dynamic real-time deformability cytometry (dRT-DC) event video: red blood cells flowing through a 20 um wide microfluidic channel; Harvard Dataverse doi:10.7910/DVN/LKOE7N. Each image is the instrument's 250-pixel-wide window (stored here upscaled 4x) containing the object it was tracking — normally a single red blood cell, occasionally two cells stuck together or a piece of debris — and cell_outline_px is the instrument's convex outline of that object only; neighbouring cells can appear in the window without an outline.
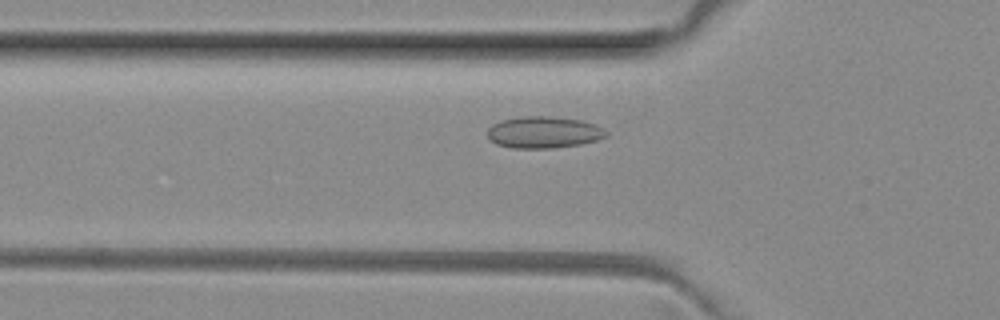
{"species": "common noctule bat (a hibernating species)", "species_latin": "Nyctalus noctula", "temperature_condition": "room temperature", "stored_images_in_passage": 26, "camera_frame_rate_fps": 3000, "um_per_image_px": 0.085, "animal": {"sex": "female", "body_mass_g": 29.2, "forearm_length_mm": 56.3}, "frame": {"image": 1, "passage_image": 7, "time_ms": 2.0, "image_size_px": [1000, 320], "cell_outline_px": [[608, 136], [596, 140], [580, 144], [552, 148], [512, 148], [496, 144], [488, 136], [488, 128], [492, 124], [500, 120], [520, 116], [552, 116], [580, 120], [596, 124], [608, 132]], "centroid_in_image_um": [46.21, 11.23], "position_along_channel_um": 79.6, "area_um2": 22.02}}
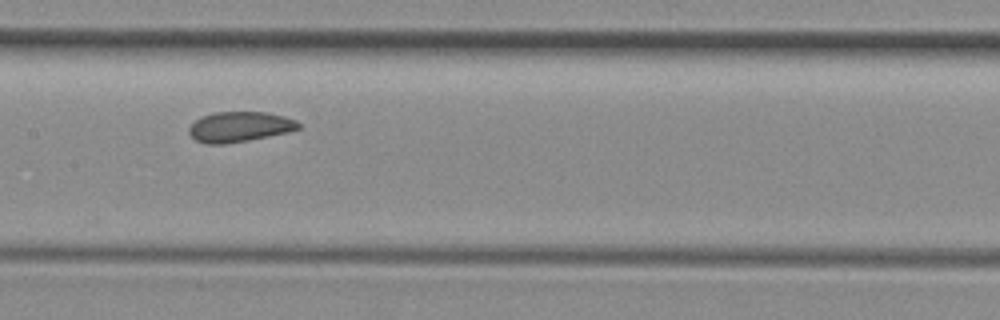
{"frame": {"image": 2, "passage_image": 15, "time_ms": 4.667, "image_size_px": [1000, 320], "cell_outline_px": [[300, 128], [288, 132], [248, 140], [224, 144], [208, 144], [196, 140], [188, 132], [188, 128], [200, 116], [216, 112], [268, 112], [284, 116], [296, 120], [300, 124]], "centroid_in_image_um": [20.36, 10.77], "position_along_channel_um": 187.0, "area_um2": 19.25}}
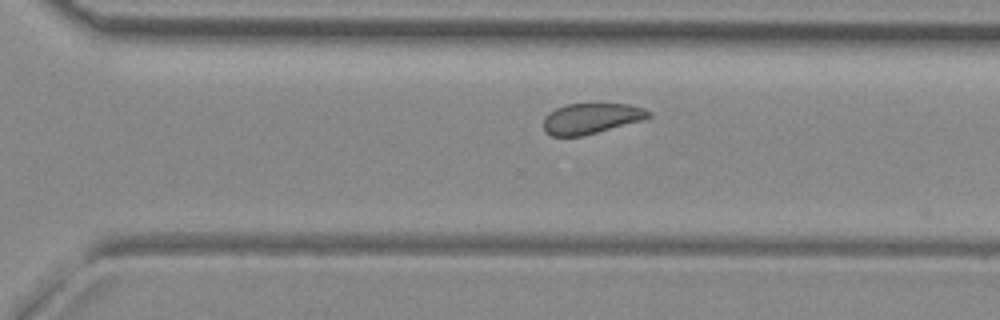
{"frame": {"image": 3, "passage_image": 25, "time_ms": 8.0, "image_size_px": [1000, 320], "cell_outline_px": [[652, 116], [644, 120], [584, 136], [552, 136], [544, 132], [544, 116], [548, 112], [556, 108], [568, 104], [632, 104], [644, 108], [652, 112]], "centroid_in_image_um": [50.28, 10.07], "position_along_channel_um": 320.3, "area_um2": 19.02}}